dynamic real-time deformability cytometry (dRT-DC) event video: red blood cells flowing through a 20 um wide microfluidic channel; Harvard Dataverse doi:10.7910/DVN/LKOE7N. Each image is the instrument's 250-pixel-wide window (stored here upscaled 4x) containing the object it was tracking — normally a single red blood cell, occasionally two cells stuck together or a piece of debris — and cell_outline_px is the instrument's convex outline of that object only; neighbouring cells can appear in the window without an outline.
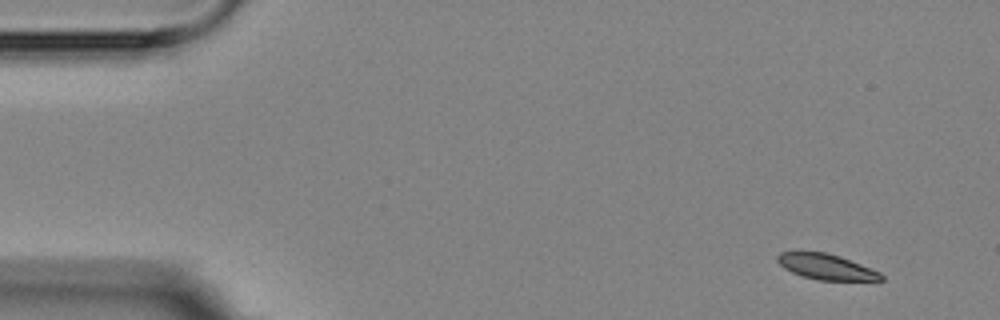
{"species": "Egyptian fruit bat (a non-hibernating species)", "species_latin": "Rousettus aegyptiacus", "temperature_condition": "room temperature", "stored_images_in_passage": 16, "segment_of_instrument_passage": [1, 2], "camera_frame_rate_fps": 3000, "um_per_image_px": 0.085, "animal": {"sex": "female"}, "frame": {"image": 1, "passage_image": 1, "time_ms": 0.0, "image_size_px": [1000, 320], "cell_outline_px": [[884, 280], [816, 280], [792, 272], [784, 268], [776, 260], [776, 256], [780, 252], [824, 252], [840, 256], [880, 272], [884, 276]], "centroid_in_image_um": [70.22, 22.68], "position_along_channel_um": 14.8, "area_um2": 15.26}}
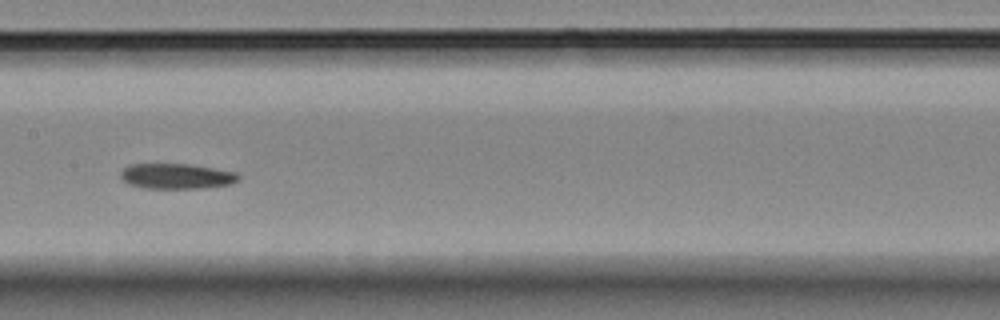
{"frame": {"image": 2, "passage_image": 8, "time_ms": 8.0, "image_size_px": [1000, 320], "cell_outline_px": [[240, 180], [228, 184], [200, 188], [144, 188], [128, 184], [120, 176], [120, 172], [128, 164], [188, 164], [236, 172], [240, 176]], "centroid_in_image_um": [14.97, 14.97], "position_along_channel_um": 192.4, "area_um2": 17.28}}
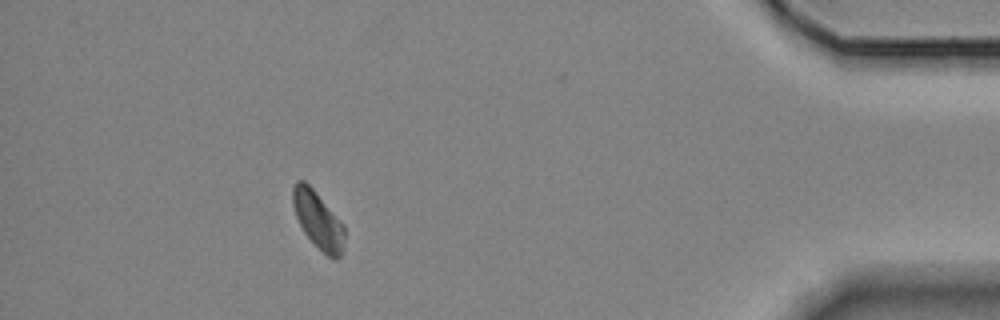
{"frame": {"image": 3, "passage_image": 14, "time_ms": 15.667, "image_size_px": [1000, 320], "cell_outline_px": [[344, 252], [336, 260], [328, 256], [304, 232], [296, 216], [292, 204], [292, 188], [296, 180], [304, 180], [312, 188], [344, 224]], "centroid_in_image_um": [27.04, 18.69], "position_along_channel_um": 408.2, "area_um2": 17.05}}